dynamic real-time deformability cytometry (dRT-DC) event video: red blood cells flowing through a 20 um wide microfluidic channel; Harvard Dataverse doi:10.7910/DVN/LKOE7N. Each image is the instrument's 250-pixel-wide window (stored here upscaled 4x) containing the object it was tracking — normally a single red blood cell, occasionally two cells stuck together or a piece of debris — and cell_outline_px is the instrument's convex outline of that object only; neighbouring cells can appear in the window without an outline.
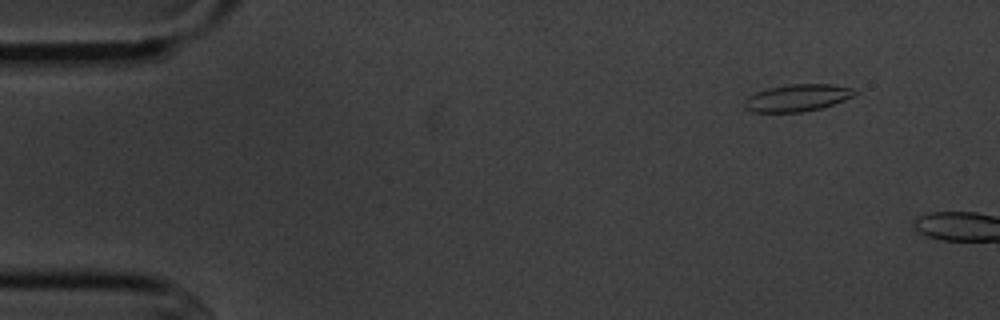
{"species": "common noctule bat (a hibernating species)", "species_latin": "Nyctalus noctula", "temperature_condition": "cold", "stored_images_in_passage": 2, "camera_frame_rate_fps": 3000, "um_per_image_px": 0.085, "animal": {"sex": "male", "body_mass_g": 20.1, "forearm_length_mm": 53.5}, "frame": {"image": 1, "passage_image": 1, "time_ms": 0.0, "image_size_px": [1000, 320], "cell_outline_px": [[856, 96], [820, 108], [800, 112], [752, 112], [744, 108], [744, 100], [748, 96], [756, 92], [768, 88], [788, 84], [832, 84], [852, 88], [856, 92]], "centroid_in_image_um": [67.75, 8.31], "position_along_channel_um": 17.3, "area_um2": 17.4}}